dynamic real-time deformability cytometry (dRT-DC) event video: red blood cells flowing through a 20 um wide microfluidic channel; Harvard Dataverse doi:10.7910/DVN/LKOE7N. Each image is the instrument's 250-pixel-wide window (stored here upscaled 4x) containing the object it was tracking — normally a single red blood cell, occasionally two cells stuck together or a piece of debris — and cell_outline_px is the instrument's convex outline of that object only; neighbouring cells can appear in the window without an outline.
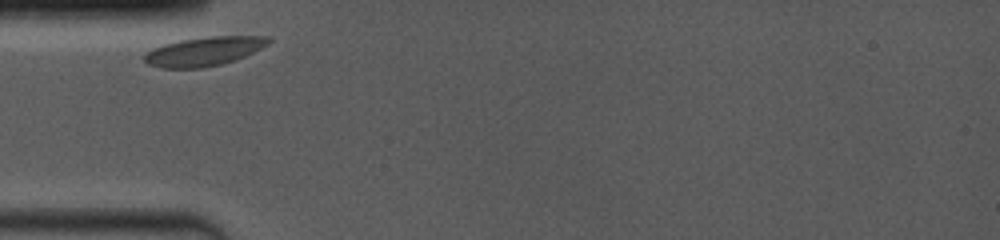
{"species": "common noctule bat (a hibernating species)", "species_latin": "Nyctalus noctula", "temperature_condition": "room temperature", "stored_images_in_passage": 34, "camera_frame_rate_fps": 4000, "um_per_image_px": 0.085, "animal": {"sex": "female", "body_mass_g": 19.0, "forearm_length_mm": 53.3}, "frame": {"image": 1, "passage_image": 1, "time_ms": 0.0, "image_size_px": [1000, 240], "cell_outline_px": [[272, 40], [268, 44], [236, 60], [204, 68], [160, 68], [148, 64], [144, 60], [144, 56], [152, 48], [164, 44], [180, 40], [212, 36], [268, 36]], "centroid_in_image_um": [17.33, 4.37], "position_along_channel_um": 67.7, "area_um2": 20.87}}
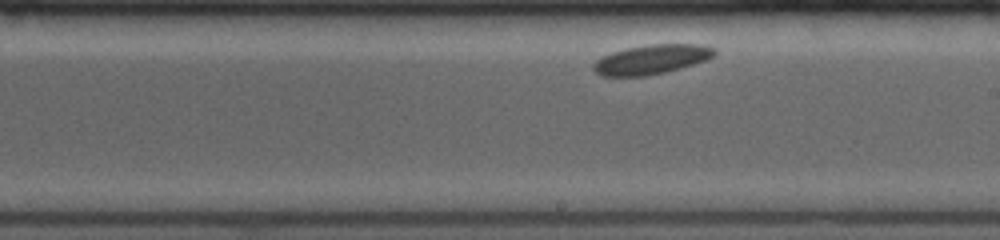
{"frame": {"image": 2, "passage_image": 20, "time_ms": 4.75, "image_size_px": [1000, 240], "cell_outline_px": [[716, 56], [692, 64], [664, 72], [644, 76], [600, 76], [592, 68], [592, 64], [596, 60], [612, 52], [628, 48], [648, 44], [704, 44], [716, 48]], "centroid_in_image_um": [55.39, 5.04], "position_along_channel_um": 233.6, "area_um2": 20.69}}
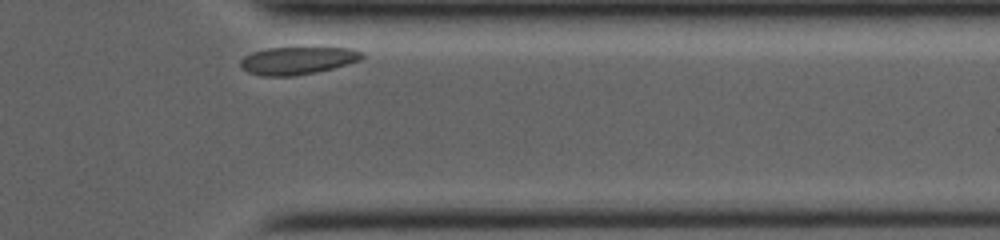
{"frame": {"image": 3, "passage_image": 34, "time_ms": 9.0, "image_size_px": [1000, 240], "cell_outline_px": [[364, 56], [360, 60], [348, 64], [316, 72], [292, 76], [264, 76], [248, 72], [240, 64], [240, 60], [244, 56], [252, 52], [268, 48], [352, 48], [364, 52]], "centroid_in_image_um": [25.31, 5.14], "position_along_channel_um": 386.1, "area_um2": 19.42}}